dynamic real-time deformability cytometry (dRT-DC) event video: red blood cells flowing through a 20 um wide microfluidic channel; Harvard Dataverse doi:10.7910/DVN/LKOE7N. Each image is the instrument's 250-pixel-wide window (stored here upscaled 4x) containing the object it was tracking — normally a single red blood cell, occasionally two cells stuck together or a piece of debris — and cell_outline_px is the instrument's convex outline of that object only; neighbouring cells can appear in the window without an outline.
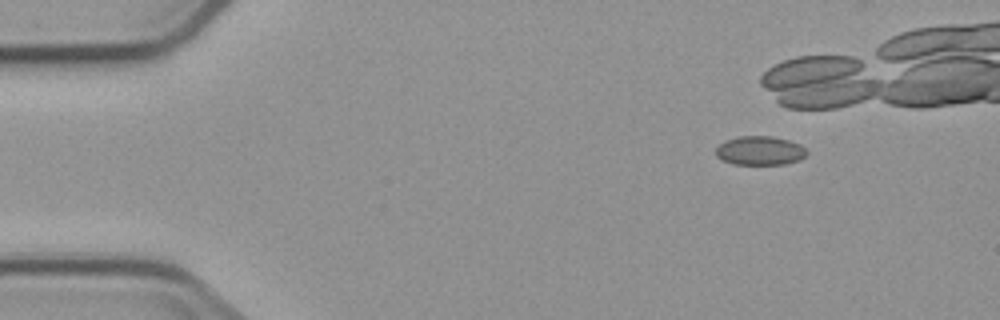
{"species": "common noctule bat (a hibernating species)", "species_latin": "Nyctalus noctula", "temperature_condition": "cold", "stored_images_in_passage": 10, "camera_frame_rate_fps": 3000, "um_per_image_px": 0.085, "animal": {"sex": "male", "body_mass_g": 23.1, "forearm_length_mm": 52.7}, "frame": {"image": 1, "passage_image": 1, "time_ms": 0.0, "image_size_px": [1000, 320], "cell_outline_px": [[808, 152], [800, 160], [784, 164], [732, 164], [716, 156], [716, 148], [724, 140], [740, 136], [772, 136], [788, 140], [800, 144]], "centroid_in_image_um": [64.59, 12.8], "position_along_channel_um": 20.4, "area_um2": 15.32}}